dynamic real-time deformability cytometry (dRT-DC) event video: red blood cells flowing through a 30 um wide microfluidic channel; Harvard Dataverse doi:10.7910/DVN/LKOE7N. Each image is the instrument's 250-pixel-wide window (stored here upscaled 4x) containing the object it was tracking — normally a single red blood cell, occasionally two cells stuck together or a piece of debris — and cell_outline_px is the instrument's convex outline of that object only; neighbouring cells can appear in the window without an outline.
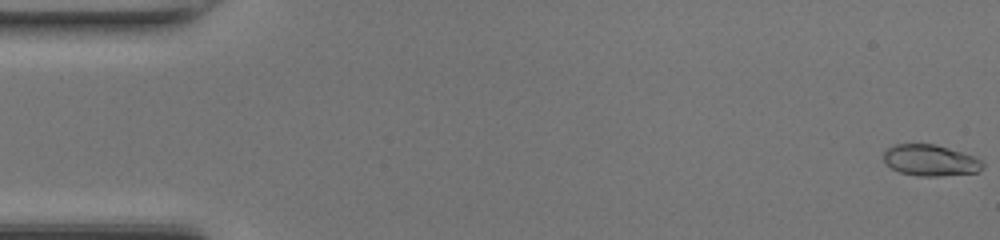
{"species": "common noctule bat (a hibernating species)", "species_latin": "Nyctalus noctula", "temperature_condition": "room temperature", "stored_images_in_passage": 48, "camera_frame_rate_fps": 3000, "um_per_image_px": 0.085, "animal": {"sex": "female", "body_mass_g": 17.0, "forearm_length_mm": 48.0}, "frame": {"image": 1, "passage_image": 1, "time_ms": 0.0, "image_size_px": [1000, 240], "cell_outline_px": [[984, 168], [976, 172], [940, 176], [916, 176], [900, 172], [884, 164], [884, 152], [888, 148], [896, 144], [936, 144], [964, 152], [984, 160]], "centroid_in_image_um": [79.11, 13.63], "position_along_channel_um": 5.9, "area_um2": 18.26}}
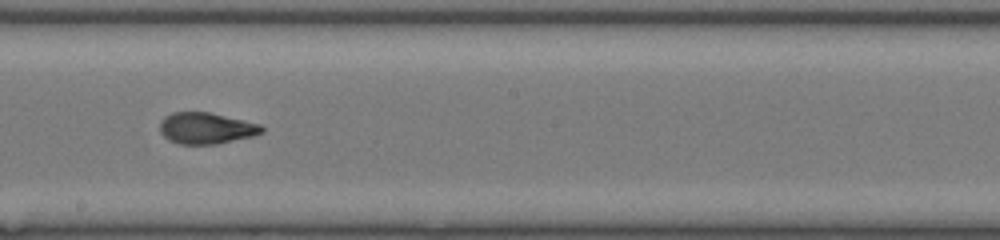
{"frame": {"image": 2, "passage_image": 27, "time_ms": 8.667, "image_size_px": [1000, 240], "cell_outline_px": [[264, 132], [252, 136], [216, 144], [180, 144], [168, 140], [160, 132], [160, 120], [164, 116], [172, 112], [208, 112], [260, 124], [264, 128]], "centroid_in_image_um": [17.49, 10.9], "position_along_channel_um": 230.7, "area_um2": 18.55}}
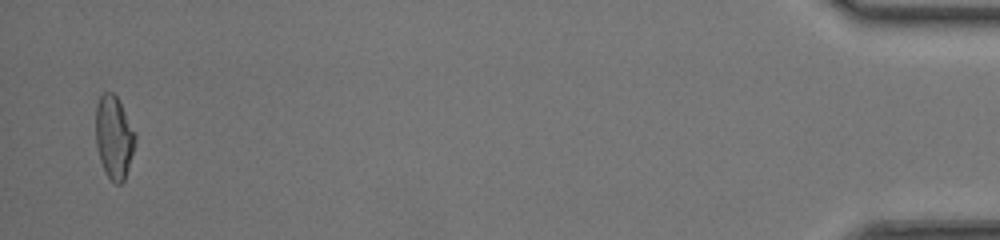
{"frame": {"image": 3, "passage_image": 47, "time_ms": 15.333, "image_size_px": [1000, 240], "cell_outline_px": [[136, 140], [128, 168], [124, 180], [120, 184], [116, 184], [104, 172], [100, 160], [96, 144], [96, 104], [100, 96], [104, 92], [112, 92], [116, 96], [136, 136]], "centroid_in_image_um": [9.66, 11.68], "position_along_channel_um": 425.5, "area_um2": 18.73}, "authors_computed_cell_mechanics": {"area_um2": 18.5249, "velocity_mm_per_s": 4.3614, "shape_relaxation_time_tau1_ms": 8.3056, "shape_relaxation_time_tau2_ms": 1.0595, "deformation_change_tau1": 0.2699, "deformation_change_tau2": 0.0593}}